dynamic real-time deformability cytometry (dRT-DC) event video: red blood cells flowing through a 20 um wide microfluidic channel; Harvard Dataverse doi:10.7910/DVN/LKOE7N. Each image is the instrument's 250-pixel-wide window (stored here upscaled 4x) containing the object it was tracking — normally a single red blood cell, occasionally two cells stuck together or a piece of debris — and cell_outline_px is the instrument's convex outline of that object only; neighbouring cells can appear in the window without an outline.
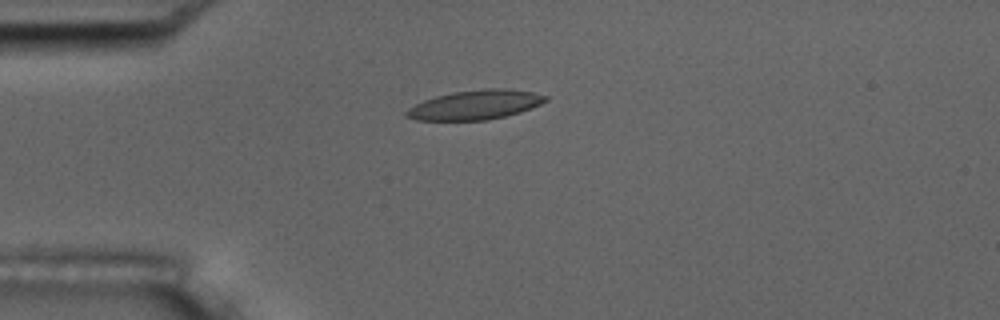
{"species": "common noctule bat (a hibernating species)", "species_latin": "Nyctalus noctula", "temperature_condition": "room temperature", "stored_images_in_passage": 8, "camera_frame_rate_fps": 3000, "um_per_image_px": 0.085, "animal": {"sex": "male", "body_mass_g": 17.5, "forearm_length_mm": 52.3}, "frame": {"image": 1, "passage_image": 4, "time_ms": 4.333, "image_size_px": [1000, 320], "cell_outline_px": [[548, 100], [532, 108], [520, 112], [488, 120], [416, 120], [404, 116], [404, 112], [408, 108], [424, 100], [436, 96], [452, 92], [484, 88], [504, 88], [532, 92], [548, 96]], "centroid_in_image_um": [40.39, 8.91], "position_along_channel_um": 44.6, "area_um2": 23.87}}
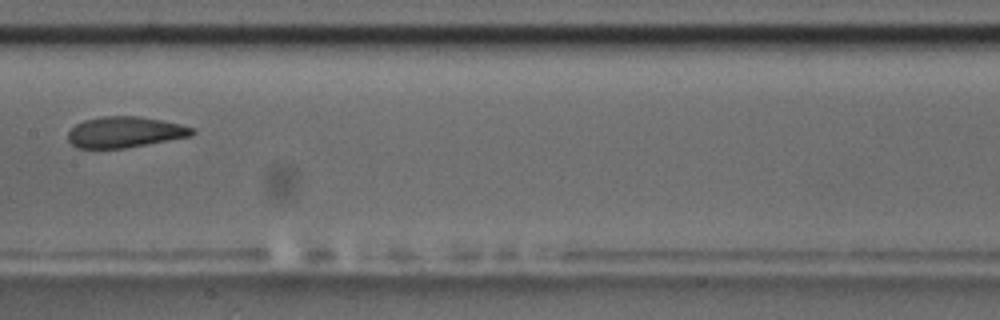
{"frame": {"image": 2, "passage_image": 8, "time_ms": 9.0, "image_size_px": [1000, 320], "cell_outline_px": [[196, 132], [192, 136], [124, 148], [76, 148], [68, 140], [68, 132], [76, 124], [84, 120], [104, 116], [136, 116], [160, 120], [180, 124], [196, 128]], "centroid_in_image_um": [10.63, 11.23], "position_along_channel_um": 196.8, "area_um2": 22.31}}